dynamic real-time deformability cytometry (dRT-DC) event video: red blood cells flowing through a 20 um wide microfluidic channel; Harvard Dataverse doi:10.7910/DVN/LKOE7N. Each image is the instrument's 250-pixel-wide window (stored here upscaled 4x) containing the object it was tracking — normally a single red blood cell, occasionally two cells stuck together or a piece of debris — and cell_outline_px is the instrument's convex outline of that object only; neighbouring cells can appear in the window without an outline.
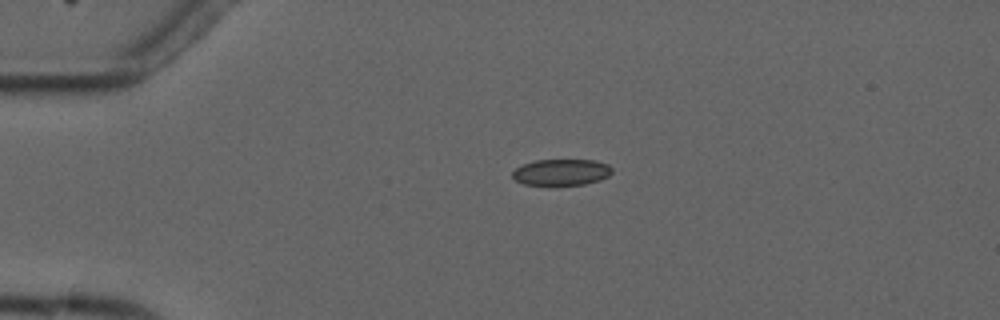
{"species": "common noctule bat (a hibernating species)", "species_latin": "Nyctalus noctula", "temperature_condition": "cold", "stored_images_in_passage": 3, "camera_frame_rate_fps": 3000, "um_per_image_px": 0.085, "animal": {"sex": "male", "forearm_length_mm": 52.5}, "frame": {"image": 1, "passage_image": 2, "time_ms": 1.0, "image_size_px": [1000, 320], "cell_outline_px": [[612, 172], [608, 176], [600, 180], [584, 184], [524, 184], [516, 180], [512, 176], [512, 172], [516, 168], [524, 164], [536, 160], [596, 160], [608, 164], [612, 168]], "centroid_in_image_um": [47.75, 14.62], "position_along_channel_um": 37.3, "area_um2": 15.03}}